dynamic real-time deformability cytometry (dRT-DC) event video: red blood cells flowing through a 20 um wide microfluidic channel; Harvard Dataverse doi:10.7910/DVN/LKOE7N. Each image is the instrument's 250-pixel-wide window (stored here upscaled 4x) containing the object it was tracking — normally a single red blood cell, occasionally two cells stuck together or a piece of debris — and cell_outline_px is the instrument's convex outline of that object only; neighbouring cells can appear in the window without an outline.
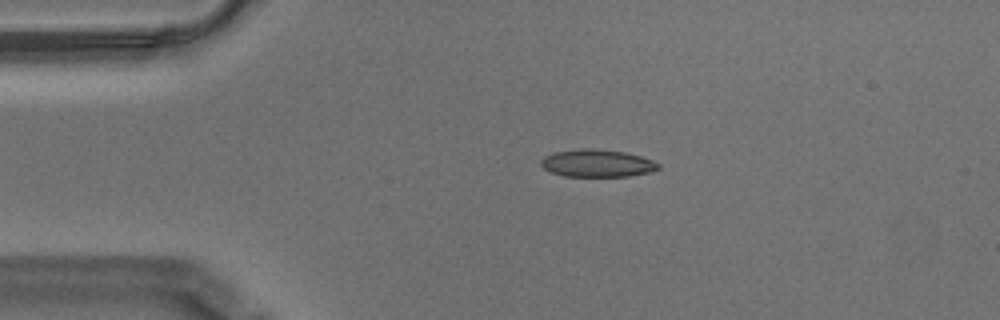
{"species": "Egyptian fruit bat (a non-hibernating species)", "species_latin": "Rousettus aegyptiacus", "temperature_condition": "warm", "stored_images_in_passage": 46, "camera_frame_rate_fps": 3000, "um_per_image_px": 0.085, "animal": {"sex": "male"}, "frame": {"image": 1, "passage_image": 1, "time_ms": 0.0, "image_size_px": [1000, 320], "cell_outline_px": [[660, 168], [652, 172], [628, 176], [564, 176], [552, 172], [544, 168], [540, 164], [540, 160], [544, 156], [552, 152], [580, 148], [592, 148], [624, 152], [640, 156], [652, 160], [660, 164]], "centroid_in_image_um": [50.75, 13.87], "position_along_channel_um": 34.3, "area_um2": 18.9}}
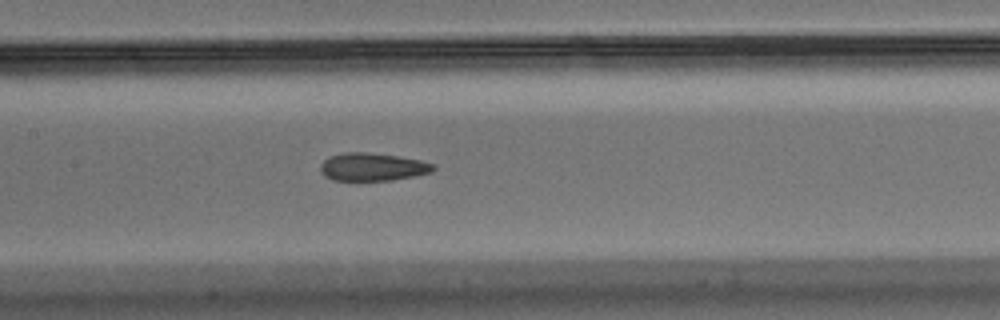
{"frame": {"image": 2, "passage_image": 16, "time_ms": 5.0, "image_size_px": [1000, 320], "cell_outline_px": [[436, 168], [432, 172], [416, 176], [392, 180], [332, 180], [324, 176], [320, 172], [320, 164], [328, 156], [344, 152], [368, 152], [396, 156], [420, 160], [436, 164]], "centroid_in_image_um": [31.66, 14.18], "position_along_channel_um": 175.7, "area_um2": 18.55}}
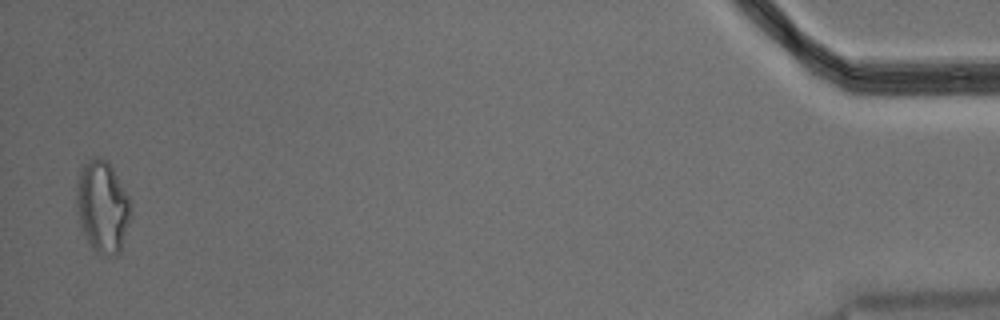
{"frame": {"image": 3, "passage_image": 45, "time_ms": 14.667, "image_size_px": [1000, 320], "cell_outline_px": [[132, 212], [120, 252], [116, 256], [100, 252], [92, 248], [80, 228], [76, 212], [76, 180], [80, 164], [92, 156], [96, 156], [108, 160], [128, 196], [132, 204]], "centroid_in_image_um": [8.68, 17.5], "position_along_channel_um": 426.5, "area_um2": 29.71}, "authors_computed_cell_mechanics": {"area_um2": 19.4786, "velocity_mm_per_s": 3.5296, "shape_relaxation_time_tau1_ms": null, "shape_relaxation_time_tau2_ms": 1.969, "deformation_change_tau1": null, "deformation_change_tau2": 0.0853}}